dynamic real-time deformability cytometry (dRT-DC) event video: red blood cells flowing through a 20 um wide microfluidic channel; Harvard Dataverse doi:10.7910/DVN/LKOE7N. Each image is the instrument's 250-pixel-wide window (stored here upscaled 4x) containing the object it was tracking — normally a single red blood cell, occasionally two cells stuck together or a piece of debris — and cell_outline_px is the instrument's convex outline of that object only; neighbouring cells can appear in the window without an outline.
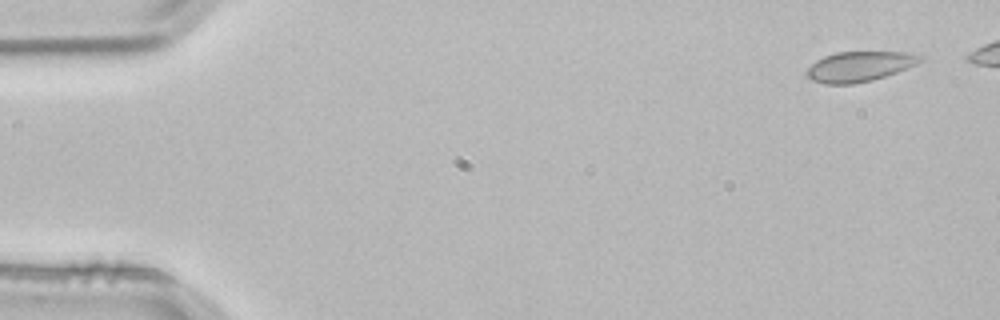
{"species": "common noctule bat (a hibernating species)", "species_latin": "Nyctalus noctula", "temperature_condition": "room temperature", "stored_images_in_passage": 3, "camera_frame_rate_fps": 3000, "um_per_image_px": 0.085, "animal": {"sex": "male", "body_mass_g": 21.5, "forearm_length_mm": 52.0}, "frame": {"image": 1, "passage_image": 1, "time_ms": 0.0, "image_size_px": [1000, 320], "cell_outline_px": [[924, 60], [916, 64], [896, 72], [872, 80], [852, 84], [824, 84], [812, 80], [804, 76], [804, 72], [816, 60], [824, 56], [836, 52], [920, 52], [924, 56]], "centroid_in_image_um": [73.07, 5.64], "position_along_channel_um": 11.9, "area_um2": 20.17}}